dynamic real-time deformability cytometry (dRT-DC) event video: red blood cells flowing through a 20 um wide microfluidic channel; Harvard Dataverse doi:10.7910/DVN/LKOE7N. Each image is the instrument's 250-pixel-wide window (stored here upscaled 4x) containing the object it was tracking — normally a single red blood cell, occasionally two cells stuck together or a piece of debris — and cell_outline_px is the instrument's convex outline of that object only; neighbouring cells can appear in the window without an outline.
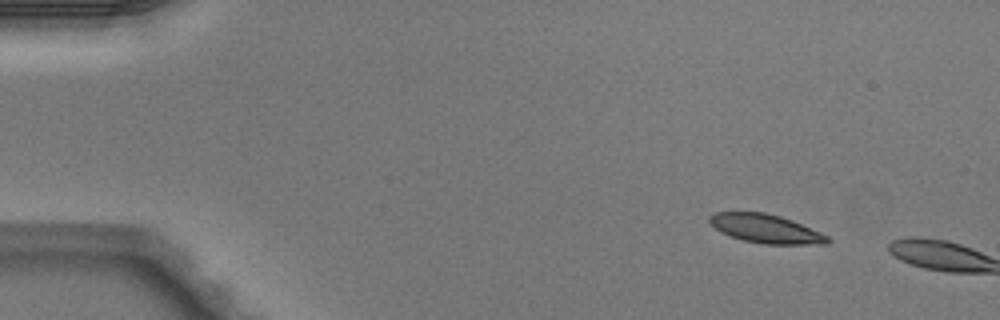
{"species": "Egyptian fruit bat (a non-hibernating species)", "species_latin": "Rousettus aegyptiacus", "temperature_condition": "warm", "stored_images_in_passage": 2, "camera_frame_rate_fps": 3000, "um_per_image_px": 0.085, "animal": {"sex": "male"}, "frame": {"image": 1, "passage_image": 1, "time_ms": 0.0, "image_size_px": [1000, 320], "cell_outline_px": [[832, 240], [828, 244], [764, 244], [744, 240], [720, 232], [708, 220], [708, 216], [712, 212], [764, 212], [780, 216], [792, 220], [820, 232], [828, 236]], "centroid_in_image_um": [65.1, 19.43], "position_along_channel_um": 19.9, "area_um2": 19.71}}